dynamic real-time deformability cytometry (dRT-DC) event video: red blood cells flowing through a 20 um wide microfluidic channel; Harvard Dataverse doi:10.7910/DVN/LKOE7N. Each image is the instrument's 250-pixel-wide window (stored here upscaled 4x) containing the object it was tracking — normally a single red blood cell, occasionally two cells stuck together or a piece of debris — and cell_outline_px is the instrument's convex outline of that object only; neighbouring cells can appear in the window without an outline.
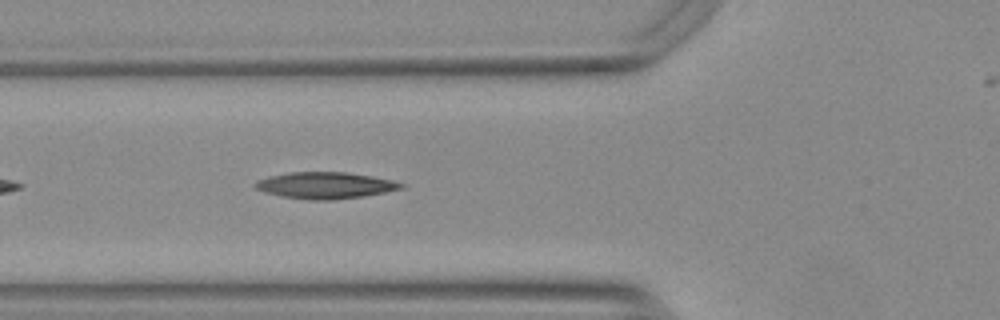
{"species": "Egyptian fruit bat (a non-hibernating species)", "species_latin": "Rousettus aegyptiacus", "temperature_condition": "warm", "stored_images_in_passage": 35, "camera_frame_rate_fps": 3000, "um_per_image_px": 0.085, "animal": {"sex": "female"}, "frame": {"image": 1, "passage_image": 6, "time_ms": 1.667, "image_size_px": [1000, 320], "cell_outline_px": [[404, 188], [384, 192], [360, 196], [332, 200], [308, 200], [284, 196], [264, 192], [256, 188], [252, 184], [268, 176], [288, 172], [348, 172], [372, 176], [392, 180], [404, 184]], "centroid_in_image_um": [27.63, 15.75], "position_along_channel_um": 98.2, "area_um2": 22.37}}
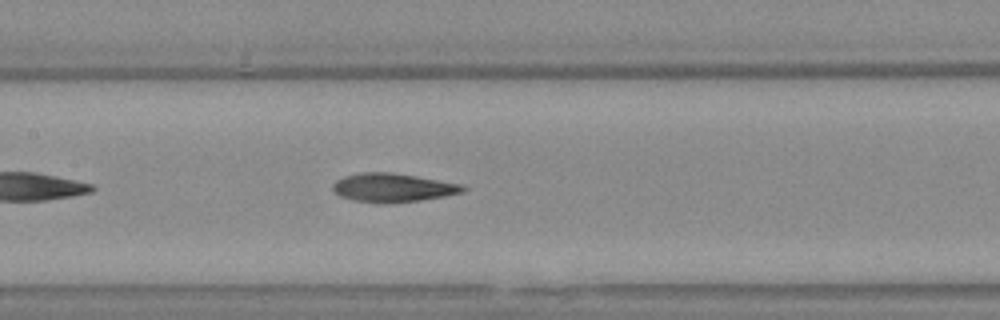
{"frame": {"image": 2, "passage_image": 12, "time_ms": 3.667, "image_size_px": [1000, 320], "cell_outline_px": [[468, 188], [464, 192], [444, 196], [420, 200], [384, 204], [352, 200], [340, 196], [332, 188], [332, 184], [336, 180], [344, 176], [360, 172], [392, 172], [416, 176], [460, 184]], "centroid_in_image_um": [33.36, 15.95], "position_along_channel_um": 174.0, "area_um2": 21.79}}
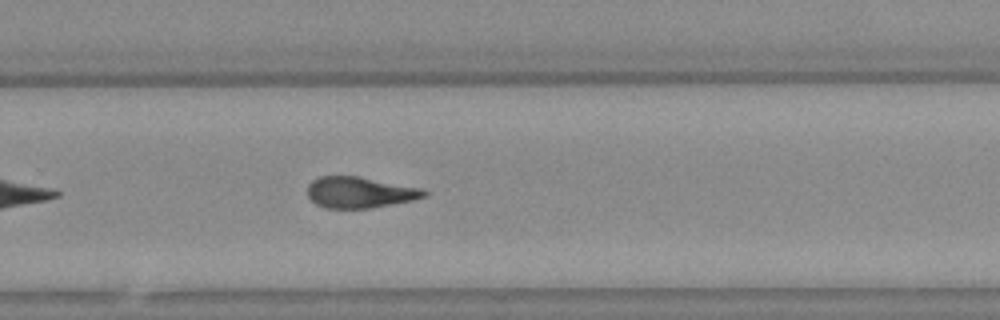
{"frame": {"image": 3, "passage_image": 22, "time_ms": 7.0, "image_size_px": [1000, 320], "cell_outline_px": [[428, 196], [412, 200], [368, 208], [328, 208], [316, 204], [308, 196], [308, 184], [312, 180], [320, 176], [356, 176], [420, 188], [428, 192]], "centroid_in_image_um": [30.55, 16.35], "position_along_channel_um": 299.2, "area_um2": 20.81}, "authors_computed_cell_mechanics": {"area_um2": 21.5594, "velocity_mm_per_s": 3.7706, "shape_relaxation_time_tau1_ms": 8.9256, "shape_relaxation_time_tau2_ms": 3.9985, "deformation_change_tau1": 0.2603, "deformation_change_tau2": 0.147}}